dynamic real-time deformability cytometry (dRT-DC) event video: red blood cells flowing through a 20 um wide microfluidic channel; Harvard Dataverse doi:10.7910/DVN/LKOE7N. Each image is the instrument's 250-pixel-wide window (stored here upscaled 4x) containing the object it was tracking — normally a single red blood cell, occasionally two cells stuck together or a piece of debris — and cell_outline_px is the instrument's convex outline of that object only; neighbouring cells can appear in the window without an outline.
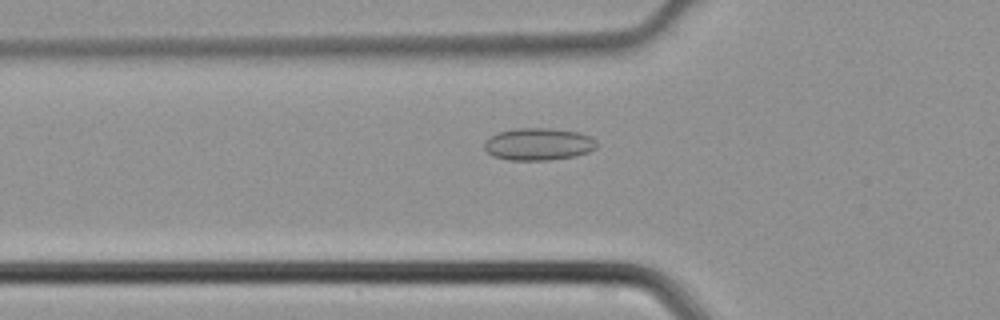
{"species": "common noctule bat (a hibernating species)", "species_latin": "Nyctalus noctula", "temperature_condition": "cold", "stored_images_in_passage": 44, "camera_frame_rate_fps": 3000, "um_per_image_px": 0.085, "animal": {"sex": "male", "body_mass_g": 21.5, "forearm_length_mm": 52.0}, "frame": {"image": 1, "passage_image": 15, "time_ms": 4.667, "image_size_px": [1000, 320], "cell_outline_px": [[596, 148], [588, 152], [576, 156], [548, 160], [508, 160], [492, 156], [484, 148], [484, 144], [496, 132], [516, 128], [548, 128], [580, 132], [592, 136], [596, 140]], "centroid_in_image_um": [45.79, 12.25], "position_along_channel_um": 80.0, "area_um2": 21.27}}
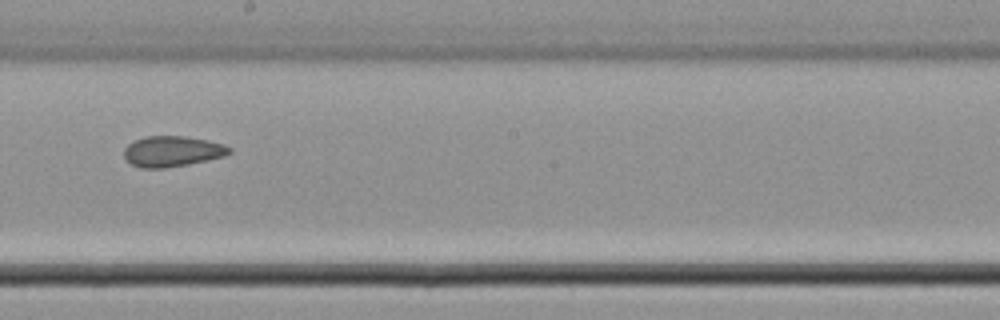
{"frame": {"image": 2, "passage_image": 25, "time_ms": 8.0, "image_size_px": [1000, 320], "cell_outline_px": [[232, 152], [224, 156], [208, 160], [188, 164], [164, 168], [140, 168], [132, 164], [124, 156], [124, 148], [128, 144], [136, 140], [148, 136], [184, 136], [208, 140], [224, 144], [232, 148]], "centroid_in_image_um": [14.67, 12.86], "position_along_channel_um": 233.5, "area_um2": 18.79}}
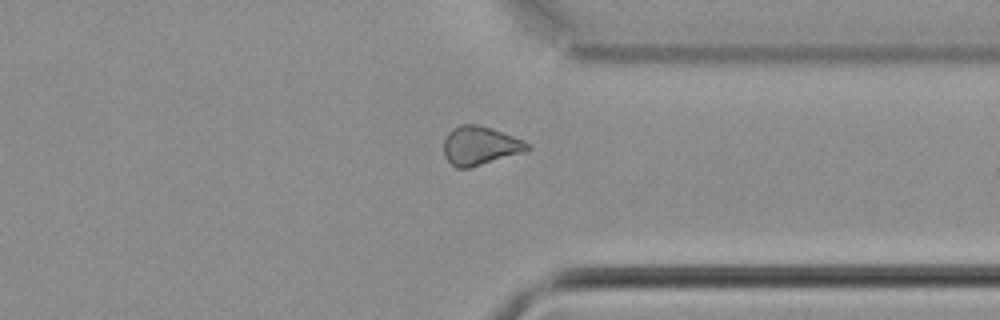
{"frame": {"image": 3, "passage_image": 34, "time_ms": 11.0, "image_size_px": [1000, 320], "cell_outline_px": [[532, 148], [528, 152], [468, 168], [456, 168], [444, 156], [444, 140], [448, 132], [452, 128], [460, 124], [476, 124], [492, 128], [524, 140]], "centroid_in_image_um": [40.83, 12.38], "position_along_channel_um": 370.6, "area_um2": 19.13}}